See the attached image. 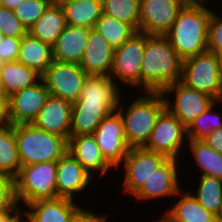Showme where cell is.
I'll return each instance as SVG.
<instances>
[{"instance_id": "1", "label": "cell", "mask_w": 222, "mask_h": 222, "mask_svg": "<svg viewBox=\"0 0 222 222\" xmlns=\"http://www.w3.org/2000/svg\"><path fill=\"white\" fill-rule=\"evenodd\" d=\"M182 68L183 60L165 36L145 33L140 86L143 85L147 92H161L171 84L181 81Z\"/></svg>"}, {"instance_id": "2", "label": "cell", "mask_w": 222, "mask_h": 222, "mask_svg": "<svg viewBox=\"0 0 222 222\" xmlns=\"http://www.w3.org/2000/svg\"><path fill=\"white\" fill-rule=\"evenodd\" d=\"M204 1L189 0L165 34L183 61L208 50L211 11L201 4Z\"/></svg>"}, {"instance_id": "3", "label": "cell", "mask_w": 222, "mask_h": 222, "mask_svg": "<svg viewBox=\"0 0 222 222\" xmlns=\"http://www.w3.org/2000/svg\"><path fill=\"white\" fill-rule=\"evenodd\" d=\"M13 126L21 166L58 161L68 152V141L61 136L46 132L33 124Z\"/></svg>"}, {"instance_id": "4", "label": "cell", "mask_w": 222, "mask_h": 222, "mask_svg": "<svg viewBox=\"0 0 222 222\" xmlns=\"http://www.w3.org/2000/svg\"><path fill=\"white\" fill-rule=\"evenodd\" d=\"M165 109L164 96L160 92H148V96L138 98L129 106L125 115L120 108L118 112L130 148L146 145L158 117Z\"/></svg>"}, {"instance_id": "5", "label": "cell", "mask_w": 222, "mask_h": 222, "mask_svg": "<svg viewBox=\"0 0 222 222\" xmlns=\"http://www.w3.org/2000/svg\"><path fill=\"white\" fill-rule=\"evenodd\" d=\"M14 179L17 202L23 200L28 205L37 200L57 198V161L21 166Z\"/></svg>"}, {"instance_id": "6", "label": "cell", "mask_w": 222, "mask_h": 222, "mask_svg": "<svg viewBox=\"0 0 222 222\" xmlns=\"http://www.w3.org/2000/svg\"><path fill=\"white\" fill-rule=\"evenodd\" d=\"M181 82L187 87L222 100V59L207 50L183 61Z\"/></svg>"}, {"instance_id": "7", "label": "cell", "mask_w": 222, "mask_h": 222, "mask_svg": "<svg viewBox=\"0 0 222 222\" xmlns=\"http://www.w3.org/2000/svg\"><path fill=\"white\" fill-rule=\"evenodd\" d=\"M88 74L80 65L53 60L41 76L50 95L71 103L79 99Z\"/></svg>"}, {"instance_id": "8", "label": "cell", "mask_w": 222, "mask_h": 222, "mask_svg": "<svg viewBox=\"0 0 222 222\" xmlns=\"http://www.w3.org/2000/svg\"><path fill=\"white\" fill-rule=\"evenodd\" d=\"M172 91H176L174 109L167 97L164 98L165 108L170 114L178 118L186 128L194 119L217 101L209 94L187 87L181 81L171 84L160 93L165 96V94H170Z\"/></svg>"}, {"instance_id": "9", "label": "cell", "mask_w": 222, "mask_h": 222, "mask_svg": "<svg viewBox=\"0 0 222 222\" xmlns=\"http://www.w3.org/2000/svg\"><path fill=\"white\" fill-rule=\"evenodd\" d=\"M189 0H139V32L165 34Z\"/></svg>"}, {"instance_id": "10", "label": "cell", "mask_w": 222, "mask_h": 222, "mask_svg": "<svg viewBox=\"0 0 222 222\" xmlns=\"http://www.w3.org/2000/svg\"><path fill=\"white\" fill-rule=\"evenodd\" d=\"M145 49V33L135 32L120 47L114 49L112 79L129 85H140L141 63ZM114 75V77H113Z\"/></svg>"}, {"instance_id": "11", "label": "cell", "mask_w": 222, "mask_h": 222, "mask_svg": "<svg viewBox=\"0 0 222 222\" xmlns=\"http://www.w3.org/2000/svg\"><path fill=\"white\" fill-rule=\"evenodd\" d=\"M93 136L106 161L111 166L118 167L130 149L126 142L120 113L115 110L108 114L95 129Z\"/></svg>"}, {"instance_id": "12", "label": "cell", "mask_w": 222, "mask_h": 222, "mask_svg": "<svg viewBox=\"0 0 222 222\" xmlns=\"http://www.w3.org/2000/svg\"><path fill=\"white\" fill-rule=\"evenodd\" d=\"M185 134H187V128L165 109L158 117L144 148L168 158L177 159Z\"/></svg>"}, {"instance_id": "13", "label": "cell", "mask_w": 222, "mask_h": 222, "mask_svg": "<svg viewBox=\"0 0 222 222\" xmlns=\"http://www.w3.org/2000/svg\"><path fill=\"white\" fill-rule=\"evenodd\" d=\"M163 154L144 147H132L124 159V192L133 195L166 160Z\"/></svg>"}, {"instance_id": "14", "label": "cell", "mask_w": 222, "mask_h": 222, "mask_svg": "<svg viewBox=\"0 0 222 222\" xmlns=\"http://www.w3.org/2000/svg\"><path fill=\"white\" fill-rule=\"evenodd\" d=\"M37 83L8 97L9 117L12 125L32 124L44 106L49 91L44 83Z\"/></svg>"}, {"instance_id": "15", "label": "cell", "mask_w": 222, "mask_h": 222, "mask_svg": "<svg viewBox=\"0 0 222 222\" xmlns=\"http://www.w3.org/2000/svg\"><path fill=\"white\" fill-rule=\"evenodd\" d=\"M72 107L73 103L49 94L32 124L68 141L70 138Z\"/></svg>"}, {"instance_id": "16", "label": "cell", "mask_w": 222, "mask_h": 222, "mask_svg": "<svg viewBox=\"0 0 222 222\" xmlns=\"http://www.w3.org/2000/svg\"><path fill=\"white\" fill-rule=\"evenodd\" d=\"M114 48L94 28L89 29V38L85 46L81 68L88 75L110 76L113 67Z\"/></svg>"}, {"instance_id": "17", "label": "cell", "mask_w": 222, "mask_h": 222, "mask_svg": "<svg viewBox=\"0 0 222 222\" xmlns=\"http://www.w3.org/2000/svg\"><path fill=\"white\" fill-rule=\"evenodd\" d=\"M177 159L168 158L151 177L133 194L138 199H154L157 197L181 194L178 187Z\"/></svg>"}, {"instance_id": "18", "label": "cell", "mask_w": 222, "mask_h": 222, "mask_svg": "<svg viewBox=\"0 0 222 222\" xmlns=\"http://www.w3.org/2000/svg\"><path fill=\"white\" fill-rule=\"evenodd\" d=\"M90 180L91 174L69 152L57 161V197L73 200V194L83 191Z\"/></svg>"}, {"instance_id": "19", "label": "cell", "mask_w": 222, "mask_h": 222, "mask_svg": "<svg viewBox=\"0 0 222 222\" xmlns=\"http://www.w3.org/2000/svg\"><path fill=\"white\" fill-rule=\"evenodd\" d=\"M120 103H73L70 136L93 134Z\"/></svg>"}, {"instance_id": "20", "label": "cell", "mask_w": 222, "mask_h": 222, "mask_svg": "<svg viewBox=\"0 0 222 222\" xmlns=\"http://www.w3.org/2000/svg\"><path fill=\"white\" fill-rule=\"evenodd\" d=\"M89 38V28L66 25L52 46L53 60L80 64Z\"/></svg>"}, {"instance_id": "21", "label": "cell", "mask_w": 222, "mask_h": 222, "mask_svg": "<svg viewBox=\"0 0 222 222\" xmlns=\"http://www.w3.org/2000/svg\"><path fill=\"white\" fill-rule=\"evenodd\" d=\"M31 211L24 214L26 222H70L74 214L80 209L67 198L37 200L27 205Z\"/></svg>"}, {"instance_id": "22", "label": "cell", "mask_w": 222, "mask_h": 222, "mask_svg": "<svg viewBox=\"0 0 222 222\" xmlns=\"http://www.w3.org/2000/svg\"><path fill=\"white\" fill-rule=\"evenodd\" d=\"M68 152L88 173L98 170L101 174H106L107 170L112 167L102 155L93 134L70 136Z\"/></svg>"}, {"instance_id": "23", "label": "cell", "mask_w": 222, "mask_h": 222, "mask_svg": "<svg viewBox=\"0 0 222 222\" xmlns=\"http://www.w3.org/2000/svg\"><path fill=\"white\" fill-rule=\"evenodd\" d=\"M66 25L65 14L59 1L53 0L42 16L28 29V33L52 47Z\"/></svg>"}, {"instance_id": "24", "label": "cell", "mask_w": 222, "mask_h": 222, "mask_svg": "<svg viewBox=\"0 0 222 222\" xmlns=\"http://www.w3.org/2000/svg\"><path fill=\"white\" fill-rule=\"evenodd\" d=\"M17 61L42 76L53 61L52 47L27 33L21 38Z\"/></svg>"}, {"instance_id": "25", "label": "cell", "mask_w": 222, "mask_h": 222, "mask_svg": "<svg viewBox=\"0 0 222 222\" xmlns=\"http://www.w3.org/2000/svg\"><path fill=\"white\" fill-rule=\"evenodd\" d=\"M118 89L110 76L88 75L74 103H120Z\"/></svg>"}, {"instance_id": "26", "label": "cell", "mask_w": 222, "mask_h": 222, "mask_svg": "<svg viewBox=\"0 0 222 222\" xmlns=\"http://www.w3.org/2000/svg\"><path fill=\"white\" fill-rule=\"evenodd\" d=\"M66 24L93 28L103 13L102 0L59 1Z\"/></svg>"}, {"instance_id": "27", "label": "cell", "mask_w": 222, "mask_h": 222, "mask_svg": "<svg viewBox=\"0 0 222 222\" xmlns=\"http://www.w3.org/2000/svg\"><path fill=\"white\" fill-rule=\"evenodd\" d=\"M166 213L161 217L166 222H216L215 215L207 211L191 193L184 194Z\"/></svg>"}, {"instance_id": "28", "label": "cell", "mask_w": 222, "mask_h": 222, "mask_svg": "<svg viewBox=\"0 0 222 222\" xmlns=\"http://www.w3.org/2000/svg\"><path fill=\"white\" fill-rule=\"evenodd\" d=\"M0 74L8 97L21 89L36 84V79L42 80L40 74L17 60L4 62L0 68Z\"/></svg>"}, {"instance_id": "29", "label": "cell", "mask_w": 222, "mask_h": 222, "mask_svg": "<svg viewBox=\"0 0 222 222\" xmlns=\"http://www.w3.org/2000/svg\"><path fill=\"white\" fill-rule=\"evenodd\" d=\"M20 167L21 161L17 150L14 126L11 124L0 129V174L15 178Z\"/></svg>"}, {"instance_id": "30", "label": "cell", "mask_w": 222, "mask_h": 222, "mask_svg": "<svg viewBox=\"0 0 222 222\" xmlns=\"http://www.w3.org/2000/svg\"><path fill=\"white\" fill-rule=\"evenodd\" d=\"M189 142L197 165L202 170L201 176L207 175L222 180V154L212 149L203 139Z\"/></svg>"}, {"instance_id": "31", "label": "cell", "mask_w": 222, "mask_h": 222, "mask_svg": "<svg viewBox=\"0 0 222 222\" xmlns=\"http://www.w3.org/2000/svg\"><path fill=\"white\" fill-rule=\"evenodd\" d=\"M96 29L114 48L120 47L127 41L136 31L129 25L113 17L102 13L101 17L96 21Z\"/></svg>"}, {"instance_id": "32", "label": "cell", "mask_w": 222, "mask_h": 222, "mask_svg": "<svg viewBox=\"0 0 222 222\" xmlns=\"http://www.w3.org/2000/svg\"><path fill=\"white\" fill-rule=\"evenodd\" d=\"M103 13L139 31V0H102Z\"/></svg>"}, {"instance_id": "33", "label": "cell", "mask_w": 222, "mask_h": 222, "mask_svg": "<svg viewBox=\"0 0 222 222\" xmlns=\"http://www.w3.org/2000/svg\"><path fill=\"white\" fill-rule=\"evenodd\" d=\"M200 178L197 195H192L207 211L216 216L222 201V180L207 175Z\"/></svg>"}, {"instance_id": "34", "label": "cell", "mask_w": 222, "mask_h": 222, "mask_svg": "<svg viewBox=\"0 0 222 222\" xmlns=\"http://www.w3.org/2000/svg\"><path fill=\"white\" fill-rule=\"evenodd\" d=\"M212 109L213 105L206 109L188 125L186 135L189 140H201L212 131L222 127L221 117L216 113L215 115L211 113L210 111Z\"/></svg>"}, {"instance_id": "35", "label": "cell", "mask_w": 222, "mask_h": 222, "mask_svg": "<svg viewBox=\"0 0 222 222\" xmlns=\"http://www.w3.org/2000/svg\"><path fill=\"white\" fill-rule=\"evenodd\" d=\"M53 0H24L13 9L14 14L27 30L42 16Z\"/></svg>"}, {"instance_id": "36", "label": "cell", "mask_w": 222, "mask_h": 222, "mask_svg": "<svg viewBox=\"0 0 222 222\" xmlns=\"http://www.w3.org/2000/svg\"><path fill=\"white\" fill-rule=\"evenodd\" d=\"M0 31L4 36L13 38H22L28 33L14 11L2 6H0Z\"/></svg>"}, {"instance_id": "37", "label": "cell", "mask_w": 222, "mask_h": 222, "mask_svg": "<svg viewBox=\"0 0 222 222\" xmlns=\"http://www.w3.org/2000/svg\"><path fill=\"white\" fill-rule=\"evenodd\" d=\"M15 195V179L0 174V211L19 210Z\"/></svg>"}, {"instance_id": "38", "label": "cell", "mask_w": 222, "mask_h": 222, "mask_svg": "<svg viewBox=\"0 0 222 222\" xmlns=\"http://www.w3.org/2000/svg\"><path fill=\"white\" fill-rule=\"evenodd\" d=\"M208 50L222 59V19L211 11L208 31Z\"/></svg>"}, {"instance_id": "39", "label": "cell", "mask_w": 222, "mask_h": 222, "mask_svg": "<svg viewBox=\"0 0 222 222\" xmlns=\"http://www.w3.org/2000/svg\"><path fill=\"white\" fill-rule=\"evenodd\" d=\"M21 38L7 37L0 44V58L4 62L16 61L20 49Z\"/></svg>"}, {"instance_id": "40", "label": "cell", "mask_w": 222, "mask_h": 222, "mask_svg": "<svg viewBox=\"0 0 222 222\" xmlns=\"http://www.w3.org/2000/svg\"><path fill=\"white\" fill-rule=\"evenodd\" d=\"M106 217L98 216L90 211L80 208L72 217L70 222H105Z\"/></svg>"}, {"instance_id": "41", "label": "cell", "mask_w": 222, "mask_h": 222, "mask_svg": "<svg viewBox=\"0 0 222 222\" xmlns=\"http://www.w3.org/2000/svg\"><path fill=\"white\" fill-rule=\"evenodd\" d=\"M203 140L218 153L222 154V127L212 131Z\"/></svg>"}, {"instance_id": "42", "label": "cell", "mask_w": 222, "mask_h": 222, "mask_svg": "<svg viewBox=\"0 0 222 222\" xmlns=\"http://www.w3.org/2000/svg\"><path fill=\"white\" fill-rule=\"evenodd\" d=\"M11 125L9 117L8 97H0V129Z\"/></svg>"}, {"instance_id": "43", "label": "cell", "mask_w": 222, "mask_h": 222, "mask_svg": "<svg viewBox=\"0 0 222 222\" xmlns=\"http://www.w3.org/2000/svg\"><path fill=\"white\" fill-rule=\"evenodd\" d=\"M15 211L14 215L11 213ZM20 210H4V211H0V222H10L15 216H16V212H19Z\"/></svg>"}, {"instance_id": "44", "label": "cell", "mask_w": 222, "mask_h": 222, "mask_svg": "<svg viewBox=\"0 0 222 222\" xmlns=\"http://www.w3.org/2000/svg\"><path fill=\"white\" fill-rule=\"evenodd\" d=\"M24 0H0V6L13 10Z\"/></svg>"}, {"instance_id": "45", "label": "cell", "mask_w": 222, "mask_h": 222, "mask_svg": "<svg viewBox=\"0 0 222 222\" xmlns=\"http://www.w3.org/2000/svg\"><path fill=\"white\" fill-rule=\"evenodd\" d=\"M0 97H8L5 93V88L3 85V80H2L1 74H0Z\"/></svg>"}, {"instance_id": "46", "label": "cell", "mask_w": 222, "mask_h": 222, "mask_svg": "<svg viewBox=\"0 0 222 222\" xmlns=\"http://www.w3.org/2000/svg\"><path fill=\"white\" fill-rule=\"evenodd\" d=\"M216 222H222V201L219 207V210L215 216Z\"/></svg>"}, {"instance_id": "47", "label": "cell", "mask_w": 222, "mask_h": 222, "mask_svg": "<svg viewBox=\"0 0 222 222\" xmlns=\"http://www.w3.org/2000/svg\"><path fill=\"white\" fill-rule=\"evenodd\" d=\"M21 211L16 212V216L10 221V222H23L25 220H22L21 217Z\"/></svg>"}, {"instance_id": "48", "label": "cell", "mask_w": 222, "mask_h": 222, "mask_svg": "<svg viewBox=\"0 0 222 222\" xmlns=\"http://www.w3.org/2000/svg\"><path fill=\"white\" fill-rule=\"evenodd\" d=\"M5 38V36L0 31V44L2 43V40Z\"/></svg>"}, {"instance_id": "49", "label": "cell", "mask_w": 222, "mask_h": 222, "mask_svg": "<svg viewBox=\"0 0 222 222\" xmlns=\"http://www.w3.org/2000/svg\"><path fill=\"white\" fill-rule=\"evenodd\" d=\"M4 64V61L0 58V68Z\"/></svg>"}, {"instance_id": "50", "label": "cell", "mask_w": 222, "mask_h": 222, "mask_svg": "<svg viewBox=\"0 0 222 222\" xmlns=\"http://www.w3.org/2000/svg\"><path fill=\"white\" fill-rule=\"evenodd\" d=\"M158 222H166L163 218H161Z\"/></svg>"}, {"instance_id": "51", "label": "cell", "mask_w": 222, "mask_h": 222, "mask_svg": "<svg viewBox=\"0 0 222 222\" xmlns=\"http://www.w3.org/2000/svg\"><path fill=\"white\" fill-rule=\"evenodd\" d=\"M58 1H77V0H58Z\"/></svg>"}]
</instances>
